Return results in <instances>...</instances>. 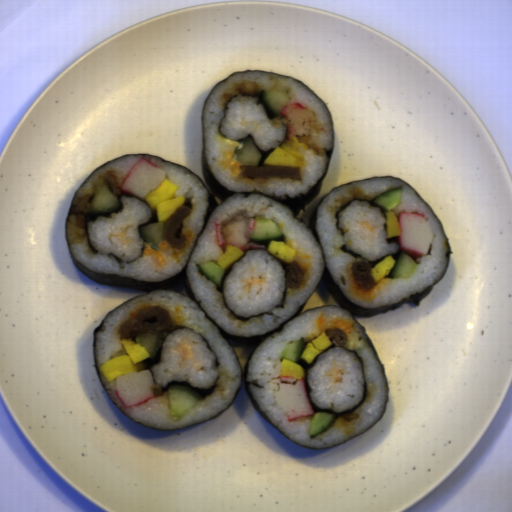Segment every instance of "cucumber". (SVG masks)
I'll return each instance as SVG.
<instances>
[{"label":"cucumber","instance_id":"8b760119","mask_svg":"<svg viewBox=\"0 0 512 512\" xmlns=\"http://www.w3.org/2000/svg\"><path fill=\"white\" fill-rule=\"evenodd\" d=\"M167 393L168 417L173 420L183 417L198 401L204 399L194 389L184 385H170Z\"/></svg>","mask_w":512,"mask_h":512},{"label":"cucumber","instance_id":"586b57bf","mask_svg":"<svg viewBox=\"0 0 512 512\" xmlns=\"http://www.w3.org/2000/svg\"><path fill=\"white\" fill-rule=\"evenodd\" d=\"M119 198L105 183L94 185V194L88 210V217L95 221L97 216L111 217V213L118 212L122 208Z\"/></svg>","mask_w":512,"mask_h":512},{"label":"cucumber","instance_id":"888e309b","mask_svg":"<svg viewBox=\"0 0 512 512\" xmlns=\"http://www.w3.org/2000/svg\"><path fill=\"white\" fill-rule=\"evenodd\" d=\"M164 340L166 338L155 331L138 332L135 334L133 342L143 346L150 356L142 362L143 369L141 371L152 370V367L160 364Z\"/></svg>","mask_w":512,"mask_h":512},{"label":"cucumber","instance_id":"2a18db57","mask_svg":"<svg viewBox=\"0 0 512 512\" xmlns=\"http://www.w3.org/2000/svg\"><path fill=\"white\" fill-rule=\"evenodd\" d=\"M253 219H255L254 229L249 237L251 242L264 244L265 246L271 240L286 242L284 232L277 222L261 217H254Z\"/></svg>","mask_w":512,"mask_h":512},{"label":"cucumber","instance_id":"734fbe4a","mask_svg":"<svg viewBox=\"0 0 512 512\" xmlns=\"http://www.w3.org/2000/svg\"><path fill=\"white\" fill-rule=\"evenodd\" d=\"M256 100H258V104H262L266 108L270 120L272 117L282 114L284 107L291 104L289 94L276 89L261 91Z\"/></svg>","mask_w":512,"mask_h":512},{"label":"cucumber","instance_id":"9523449b","mask_svg":"<svg viewBox=\"0 0 512 512\" xmlns=\"http://www.w3.org/2000/svg\"><path fill=\"white\" fill-rule=\"evenodd\" d=\"M232 158L246 167H256L262 154L251 137H246L232 152Z\"/></svg>","mask_w":512,"mask_h":512},{"label":"cucumber","instance_id":"570f5f39","mask_svg":"<svg viewBox=\"0 0 512 512\" xmlns=\"http://www.w3.org/2000/svg\"><path fill=\"white\" fill-rule=\"evenodd\" d=\"M165 222H151L145 225H138L137 232L143 242L150 248L159 251L160 244L164 241Z\"/></svg>","mask_w":512,"mask_h":512},{"label":"cucumber","instance_id":"eb4e599e","mask_svg":"<svg viewBox=\"0 0 512 512\" xmlns=\"http://www.w3.org/2000/svg\"><path fill=\"white\" fill-rule=\"evenodd\" d=\"M396 265L389 275L392 280L396 279H409L414 275L418 263L414 258L409 256L406 252L402 251L395 259Z\"/></svg>","mask_w":512,"mask_h":512},{"label":"cucumber","instance_id":"d16d356f","mask_svg":"<svg viewBox=\"0 0 512 512\" xmlns=\"http://www.w3.org/2000/svg\"><path fill=\"white\" fill-rule=\"evenodd\" d=\"M336 415L327 411H315L312 413L309 426V438L323 433L336 420Z\"/></svg>","mask_w":512,"mask_h":512},{"label":"cucumber","instance_id":"6e59e6d7","mask_svg":"<svg viewBox=\"0 0 512 512\" xmlns=\"http://www.w3.org/2000/svg\"><path fill=\"white\" fill-rule=\"evenodd\" d=\"M401 193L402 187L400 186L377 195L371 201L375 206L388 212L398 206Z\"/></svg>","mask_w":512,"mask_h":512},{"label":"cucumber","instance_id":"c44ba721","mask_svg":"<svg viewBox=\"0 0 512 512\" xmlns=\"http://www.w3.org/2000/svg\"><path fill=\"white\" fill-rule=\"evenodd\" d=\"M195 267L200 276H204L207 280L220 287L222 277L226 270H223L219 264L213 261H207L195 264Z\"/></svg>","mask_w":512,"mask_h":512},{"label":"cucumber","instance_id":"ad74445d","mask_svg":"<svg viewBox=\"0 0 512 512\" xmlns=\"http://www.w3.org/2000/svg\"><path fill=\"white\" fill-rule=\"evenodd\" d=\"M305 338L301 337L298 341L289 342L280 356V359H289L290 361L297 362L300 359V355L304 350Z\"/></svg>","mask_w":512,"mask_h":512}]
</instances>
